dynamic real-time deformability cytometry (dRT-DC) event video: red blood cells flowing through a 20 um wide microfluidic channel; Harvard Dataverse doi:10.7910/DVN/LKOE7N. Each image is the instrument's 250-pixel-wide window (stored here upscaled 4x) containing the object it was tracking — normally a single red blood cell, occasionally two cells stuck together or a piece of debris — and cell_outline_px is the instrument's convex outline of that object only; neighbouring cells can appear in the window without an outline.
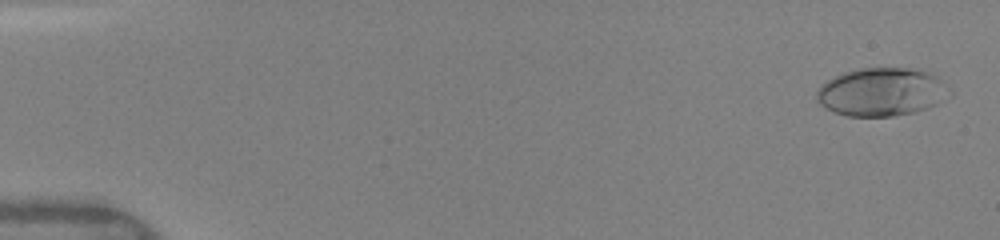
{"species": "human", "species_latin": "Homo sapiens", "temperature_condition": "warm", "stored_images_in_passage": 49, "camera_frame_rate_fps": 3000, "um_per_image_px": 0.085, "donor": {"sex": "female"}, "frame": {"image": 1, "passage_image": 2, "time_ms": 0.333, "image_size_px": [1000, 240], "cell_outline_px": [[940, 84], [936, 104], [928, 108], [916, 112], [892, 116], [848, 116], [824, 108], [816, 100], [816, 92], [820, 84], [844, 72], [860, 68], [920, 68], [936, 72], [940, 80]], "centroid_in_image_um": [74.79, 7.8], "position_along_channel_um": 10.2, "area_um2": 36.53}}
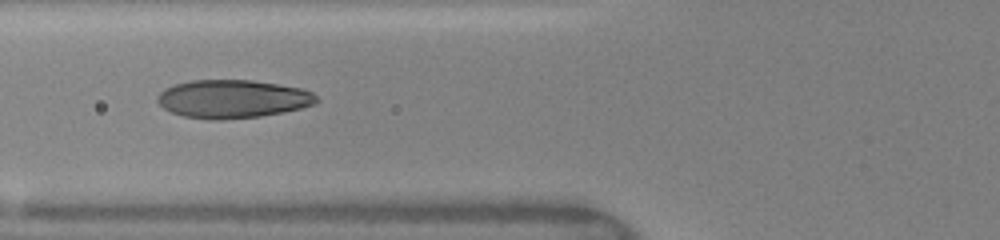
{"frame": {"image": 2, "passage_image": 20, "time_ms": 6.333, "image_size_px": [1000, 240], "cell_outline_px": [[320, 100], [316, 104], [284, 112], [260, 116], [220, 120], [212, 120], [184, 116], [172, 112], [164, 108], [156, 100], [156, 96], [164, 88], [176, 84], [192, 80], [252, 80], [300, 88], [312, 92]], "centroid_in_image_um": [19.77, 8.41], "position_along_channel_um": 106.0, "area_um2": 35.43}}
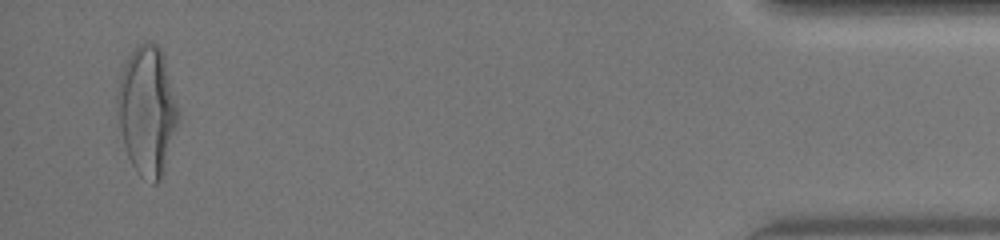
{"frame": {"image": 3, "passage_image": 48, "time_ms": 15.667, "image_size_px": [1000, 240], "cell_outline_px": [[180, 120], [160, 180], [156, 184], [152, 184], [140, 176], [132, 164], [128, 156], [124, 144], [120, 128], [116, 108], [116, 96], [120, 76], [124, 64], [128, 56], [144, 40], [148, 40], [156, 44], [160, 48], [164, 56], [180, 112]], "centroid_in_image_um": [12.52, 9.39], "position_along_channel_um": 422.7, "area_um2": 46.07}, "authors_computed_cell_mechanics": {"area_um2": 35.6626, "velocity_mm_per_s": 4.1357, "shape_relaxation_time_tau1_ms": 4.364, "shape_relaxation_time_tau2_ms": null, "deformation_change_tau1": 0.2123, "deformation_change_tau2": null}}